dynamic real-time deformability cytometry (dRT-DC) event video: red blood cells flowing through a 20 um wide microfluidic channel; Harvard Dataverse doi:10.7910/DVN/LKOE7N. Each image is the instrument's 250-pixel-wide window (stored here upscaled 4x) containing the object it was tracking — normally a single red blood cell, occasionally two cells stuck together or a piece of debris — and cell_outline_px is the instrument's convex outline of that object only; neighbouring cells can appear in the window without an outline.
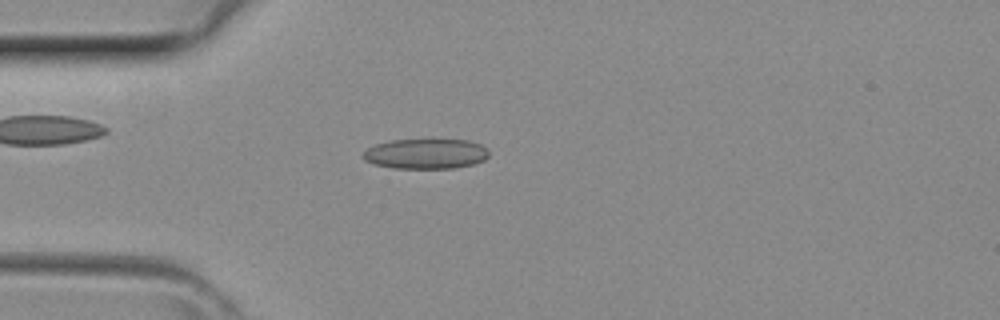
{"species": "common noctule bat (a hibernating species)", "species_latin": "Nyctalus noctula", "temperature_condition": "room temperature", "stored_images_in_passage": 41, "camera_frame_rate_fps": 3000, "um_per_image_px": 0.085, "animal": {"sex": "female", "body_mass_g": 29.2, "forearm_length_mm": 56.3}, "frame": {"image": 1, "passage_image": 11, "time_ms": 3.333, "image_size_px": [1000, 320], "cell_outline_px": [[488, 156], [484, 160], [472, 164], [452, 168], [392, 168], [376, 164], [364, 160], [360, 156], [368, 148], [376, 144], [392, 140], [468, 140], [480, 144], [488, 148]], "centroid_in_image_um": [36.19, 13.07], "position_along_channel_um": 48.8, "area_um2": 21.96}}
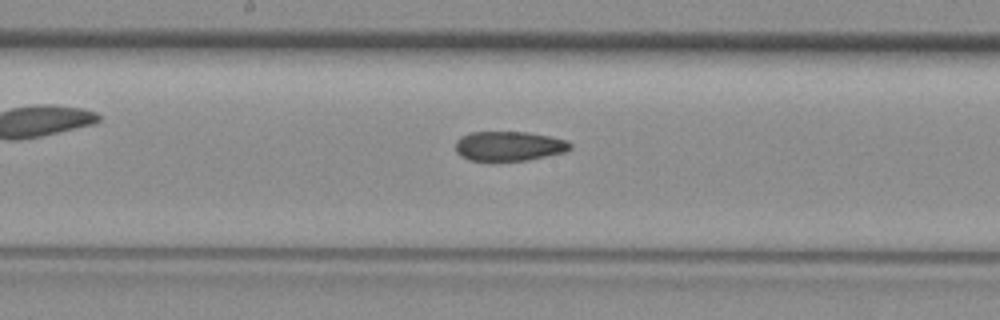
{"frame": {"image": 2, "passage_image": 21, "time_ms": 6.667, "image_size_px": [1000, 320], "cell_outline_px": [[572, 148], [564, 152], [528, 160], [468, 160], [460, 156], [456, 152], [456, 140], [460, 136], [472, 132], [528, 132], [568, 140], [572, 144]], "centroid_in_image_um": [43.26, 12.41], "position_along_channel_um": 204.9, "area_um2": 19.77}}
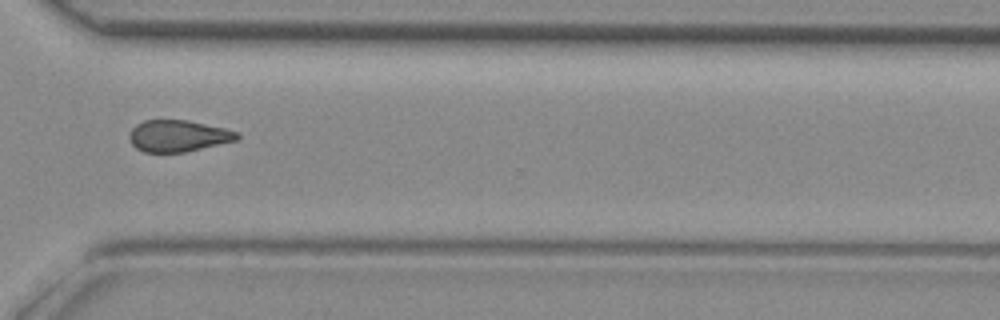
{"frame": {"image": 3, "passage_image": 30, "time_ms": 9.667, "image_size_px": [1000, 320], "cell_outline_px": [[240, 136], [236, 140], [184, 152], [144, 152], [136, 148], [132, 144], [128, 136], [132, 128], [136, 124], [144, 120], [188, 120], [224, 128], [236, 132]], "centroid_in_image_um": [15.1, 11.54], "position_along_channel_um": 355.5, "area_um2": 19.65}}